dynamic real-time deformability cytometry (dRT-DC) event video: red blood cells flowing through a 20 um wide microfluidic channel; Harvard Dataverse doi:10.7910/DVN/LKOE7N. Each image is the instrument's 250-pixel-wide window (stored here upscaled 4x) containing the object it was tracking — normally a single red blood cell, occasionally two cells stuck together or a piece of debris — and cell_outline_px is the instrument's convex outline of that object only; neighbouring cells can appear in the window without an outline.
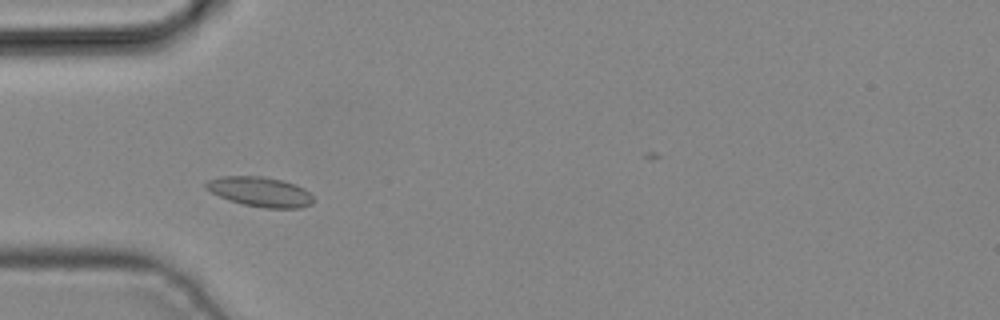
{"species": "common noctule bat (a hibernating species)", "species_latin": "Nyctalus noctula", "temperature_condition": "cold", "stored_images_in_passage": 3, "camera_frame_rate_fps": 3000, "um_per_image_px": 0.085, "animal": {"sex": "male", "body_mass_g": 19.2, "forearm_length_mm": 51.8}, "frame": {"image": 1, "passage_image": 2, "time_ms": 0.333, "image_size_px": [1000, 320], "cell_outline_px": [[316, 200], [312, 204], [300, 208], [264, 208], [244, 204], [228, 200], [204, 188], [204, 184], [208, 180], [220, 176], [260, 176], [280, 180], [296, 184], [304, 188]], "centroid_in_image_um": [22.12, 16.3], "position_along_channel_um": 62.9, "area_um2": 18.67}}
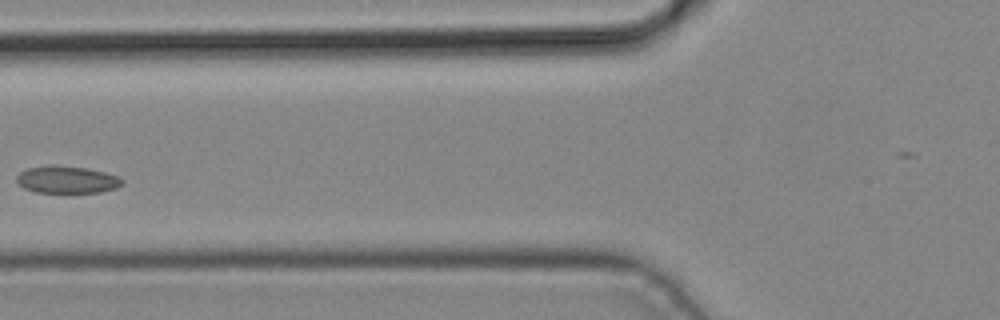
{"frame": {"image": 2, "passage_image": 3, "time_ms": 0.667, "image_size_px": [1000, 320], "cell_outline_px": [[124, 184], [116, 188], [100, 192], [36, 192], [24, 188], [16, 180], [16, 176], [20, 172], [28, 168], [52, 164], [88, 168], [120, 176], [124, 180]], "centroid_in_image_um": [5.72, 15.25], "position_along_channel_um": 120.1, "area_um2": 16.88}}